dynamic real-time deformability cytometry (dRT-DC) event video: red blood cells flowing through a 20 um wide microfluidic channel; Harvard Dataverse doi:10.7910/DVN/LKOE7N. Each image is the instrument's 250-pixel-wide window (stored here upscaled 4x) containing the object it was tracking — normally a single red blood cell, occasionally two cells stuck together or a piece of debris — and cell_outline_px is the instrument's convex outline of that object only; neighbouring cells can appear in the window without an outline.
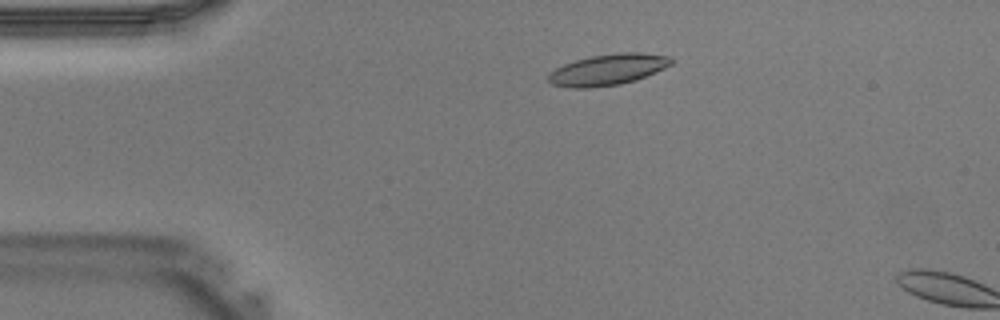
{"species": "Egyptian fruit bat (a non-hibernating species)", "species_latin": "Rousettus aegyptiacus", "temperature_condition": "warm", "stored_images_in_passage": 7, "camera_frame_rate_fps": 3000, "um_per_image_px": 0.085, "animal": {"sex": "male"}, "frame": {"image": 1, "passage_image": 5, "time_ms": 1.333, "image_size_px": [1000, 320], "cell_outline_px": [[672, 64], [664, 68], [636, 80], [620, 84], [588, 88], [572, 88], [552, 84], [548, 80], [548, 72], [564, 64], [576, 60], [592, 56], [620, 52], [640, 52], [672, 56]], "centroid_in_image_um": [51.67, 5.91], "position_along_channel_um": 33.3, "area_um2": 22.25}}